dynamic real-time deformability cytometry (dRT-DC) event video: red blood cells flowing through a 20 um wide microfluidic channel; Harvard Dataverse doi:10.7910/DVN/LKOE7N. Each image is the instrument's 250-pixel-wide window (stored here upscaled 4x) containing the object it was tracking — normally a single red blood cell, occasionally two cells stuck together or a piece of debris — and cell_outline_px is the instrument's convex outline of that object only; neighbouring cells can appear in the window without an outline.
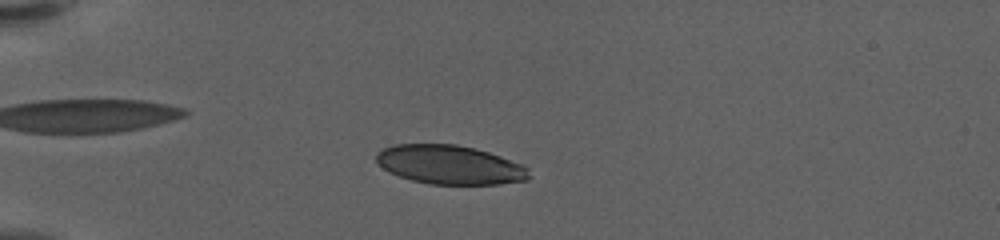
{"species": "human", "species_latin": "Homo sapiens", "temperature_condition": "warm", "stored_images_in_passage": 57, "camera_frame_rate_fps": 3000, "um_per_image_px": 0.085, "donor": {"sex": "female"}, "frame": {"image": 1, "passage_image": 15, "time_ms": 4.667, "image_size_px": [1000, 240], "cell_outline_px": [[528, 180], [496, 184], [428, 184], [412, 180], [388, 172], [376, 160], [376, 152], [384, 148], [396, 144], [456, 144], [488, 152], [524, 164], [528, 168]], "centroid_in_image_um": [38.23, 14.0], "position_along_channel_um": 46.8, "area_um2": 34.56}}
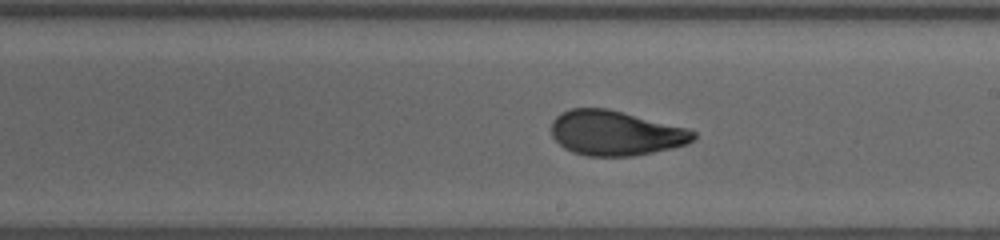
{"frame": {"image": 2, "passage_image": 34, "time_ms": 11.0, "image_size_px": [1000, 240], "cell_outline_px": [[696, 136], [688, 144], [672, 148], [632, 156], [588, 156], [572, 152], [564, 148], [552, 136], [552, 120], [556, 116], [572, 108], [608, 108], [688, 128], [696, 132]], "centroid_in_image_um": [52.33, 11.31], "position_along_channel_um": 236.7, "area_um2": 37.11}}
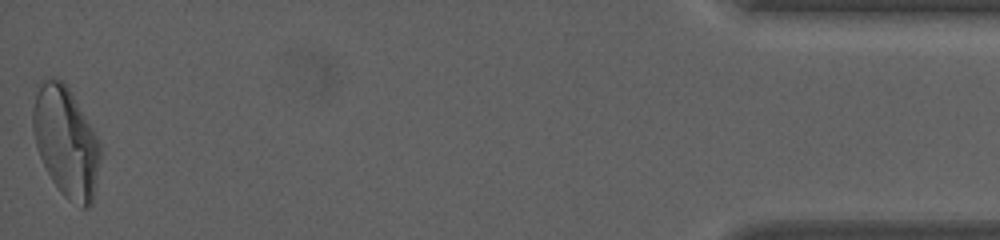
{"frame": {"image": 3, "passage_image": 57, "time_ms": 18.667, "image_size_px": [1000, 240], "cell_outline_px": [[100, 160], [92, 204], [88, 208], [80, 208], [68, 200], [60, 192], [52, 180], [40, 156], [36, 144], [32, 128], [32, 108], [36, 92], [40, 84], [44, 80], [52, 76], [60, 80], [68, 88], [92, 128], [100, 144]], "centroid_in_image_um": [5.6, 12.09], "position_along_channel_um": 429.6, "area_um2": 42.83}, "authors_computed_cell_mechanics": {"area_um2": 37.1076, "velocity_mm_per_s": 3.5732, "shape_relaxation_time_tau1_ms": 5.0818, "shape_relaxation_time_tau2_ms": 1.0773, "deformation_change_tau1": 0.2061, "deformation_change_tau2": 0.068}}